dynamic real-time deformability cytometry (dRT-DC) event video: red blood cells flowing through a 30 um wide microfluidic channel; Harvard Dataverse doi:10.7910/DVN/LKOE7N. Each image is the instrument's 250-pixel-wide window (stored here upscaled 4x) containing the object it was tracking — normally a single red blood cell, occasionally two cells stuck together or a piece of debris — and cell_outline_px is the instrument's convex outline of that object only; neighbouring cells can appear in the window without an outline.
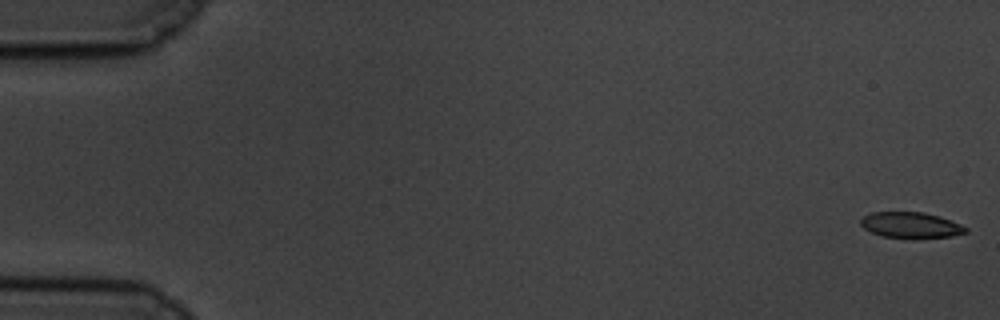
{"species": "common noctule bat (a hibernating species)", "species_latin": "Nyctalus noctula", "temperature_condition": "cold", "stored_images_in_passage": 58, "camera_frame_rate_fps": 3000, "um_per_image_px": 0.085, "animal": {"sex": "male", "body_mass_g": 19.5, "forearm_length_mm": 54.6}, "frame": {"image": 1, "passage_image": 1, "time_ms": 0.0, "image_size_px": [1000, 320], "cell_outline_px": [[968, 232], [952, 236], [912, 240], [880, 236], [864, 228], [860, 224], [860, 220], [864, 216], [872, 212], [924, 212], [940, 216], [960, 224], [968, 228]], "centroid_in_image_um": [77.43, 19.16], "position_along_channel_um": 7.6, "area_um2": 16.3}}
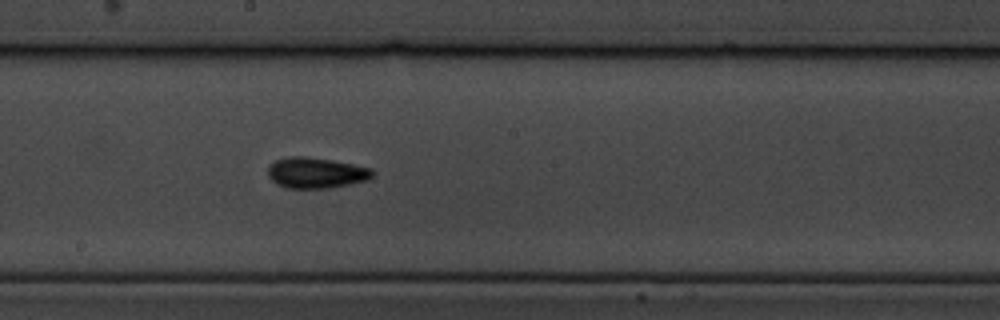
{"frame": {"image": 2, "passage_image": 32, "time_ms": 10.333, "image_size_px": [1000, 320], "cell_outline_px": [[376, 172], [368, 180], [328, 188], [284, 188], [276, 184], [268, 176], [268, 164], [276, 160], [288, 156], [304, 156], [332, 160], [372, 168]], "centroid_in_image_um": [26.84, 14.68], "position_along_channel_um": 221.4, "area_um2": 18.9}}
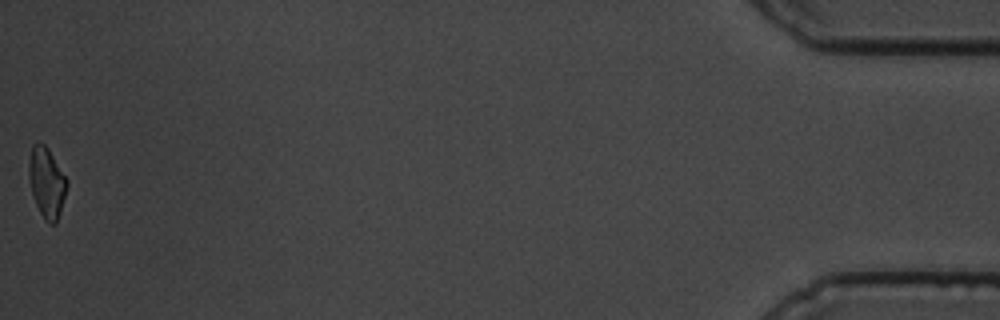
{"frame": {"image": 3, "passage_image": 58, "time_ms": 19.0, "image_size_px": [1000, 320], "cell_outline_px": [[68, 184], [60, 212], [56, 224], [48, 224], [44, 220], [36, 204], [28, 180], [28, 164], [32, 144], [36, 140], [40, 140], [48, 148], [68, 180]], "centroid_in_image_um": [3.95, 15.48], "position_along_channel_um": 431.2, "area_um2": 15.84}, "authors_computed_cell_mechanics": {"area_um2": 16.8198, "velocity_mm_per_s": 3.4921, "shape_relaxation_time_tau1_ms": 2.3561, "shape_relaxation_time_tau2_ms": 3.4573, "deformation_change_tau1": 0.0884, "deformation_change_tau2": 0.1043}}